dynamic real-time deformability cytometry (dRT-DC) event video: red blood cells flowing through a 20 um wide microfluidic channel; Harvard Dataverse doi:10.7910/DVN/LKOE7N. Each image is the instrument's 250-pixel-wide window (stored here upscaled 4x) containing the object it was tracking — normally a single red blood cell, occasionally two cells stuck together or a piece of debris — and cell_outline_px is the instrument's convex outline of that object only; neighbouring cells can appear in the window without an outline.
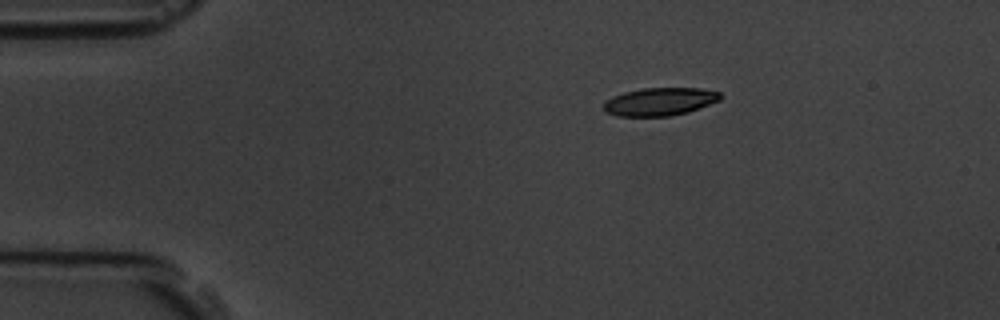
{"species": "common noctule bat (a hibernating species)", "species_latin": "Nyctalus noctula", "temperature_condition": "room temperature", "stored_images_in_passage": 4, "camera_frame_rate_fps": 3000, "um_per_image_px": 0.085, "animal": {"sex": "male", "body_mass_g": 19.5, "forearm_length_mm": 54.6}, "frame": {"image": 1, "passage_image": 1, "time_ms": 0.0, "image_size_px": [1000, 320], "cell_outline_px": [[724, 96], [720, 100], [688, 112], [672, 116], [616, 116], [604, 112], [604, 100], [612, 96], [624, 92], [644, 88], [700, 88], [720, 92]], "centroid_in_image_um": [56.07, 8.64], "position_along_channel_um": 28.9, "area_um2": 19.19}}
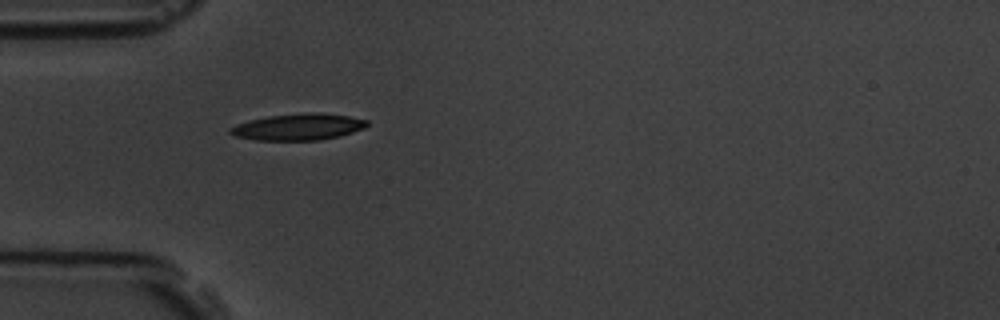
{"frame": {"image": 2, "passage_image": 3, "time_ms": 2.333, "image_size_px": [1000, 320], "cell_outline_px": [[368, 124], [364, 128], [352, 132], [320, 140], [256, 140], [232, 136], [228, 132], [228, 128], [236, 124], [268, 116], [304, 112], [320, 112], [348, 116], [368, 120]], "centroid_in_image_um": [25.31, 10.78], "position_along_channel_um": 59.7, "area_um2": 21.15}}
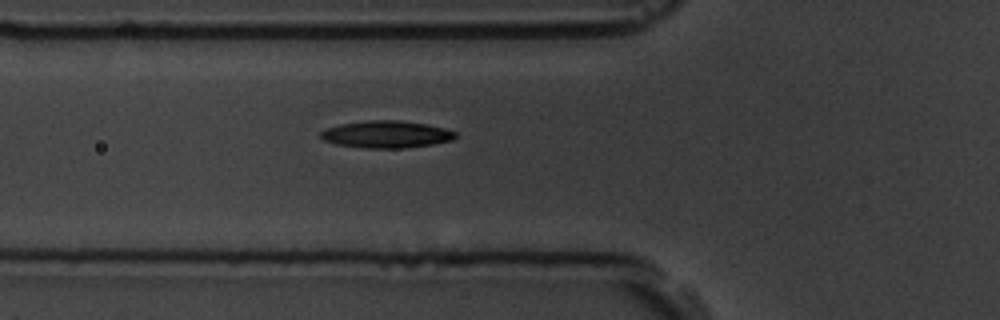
{"frame": {"image": 3, "passage_image": 4, "time_ms": 3.333, "image_size_px": [1000, 320], "cell_outline_px": [[456, 136], [452, 140], [432, 144], [404, 148], [364, 148], [336, 144], [324, 140], [320, 136], [320, 132], [324, 128], [340, 124], [368, 120], [400, 120], [428, 124], [444, 128], [456, 132]], "centroid_in_image_um": [32.82, 11.41], "position_along_channel_um": 93.0, "area_um2": 21.39}}